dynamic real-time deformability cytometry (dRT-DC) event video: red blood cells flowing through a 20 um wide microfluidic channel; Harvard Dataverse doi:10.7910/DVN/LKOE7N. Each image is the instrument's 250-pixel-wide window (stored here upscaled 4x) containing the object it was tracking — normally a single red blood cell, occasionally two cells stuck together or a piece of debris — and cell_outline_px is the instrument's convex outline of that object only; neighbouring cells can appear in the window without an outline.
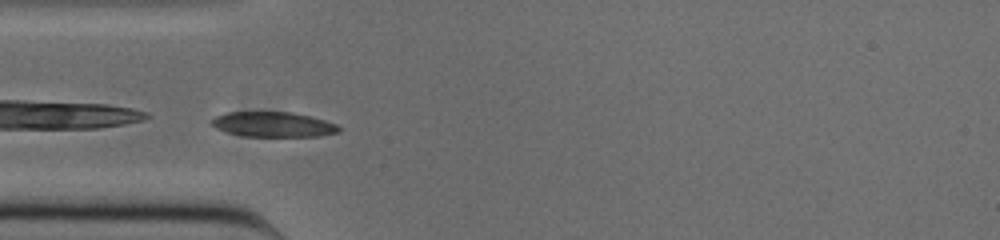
{"species": "common noctule bat (a hibernating species)", "species_latin": "Nyctalus noctula", "temperature_condition": "cold", "stored_images_in_passage": 35, "camera_frame_rate_fps": 3000, "um_per_image_px": 0.085, "animal": {"sex": "male", "body_mass_g": 20.0, "forearm_length_mm": 53.3}, "frame": {"image": 1, "passage_image": 1, "time_ms": 0.0, "image_size_px": [1000, 240], "cell_outline_px": [[340, 132], [320, 136], [244, 136], [224, 132], [216, 128], [208, 120], [216, 116], [228, 112], [292, 112], [324, 120], [336, 124], [340, 128]], "centroid_in_image_um": [23.19, 10.58], "position_along_channel_um": 61.8, "area_um2": 18.55}}
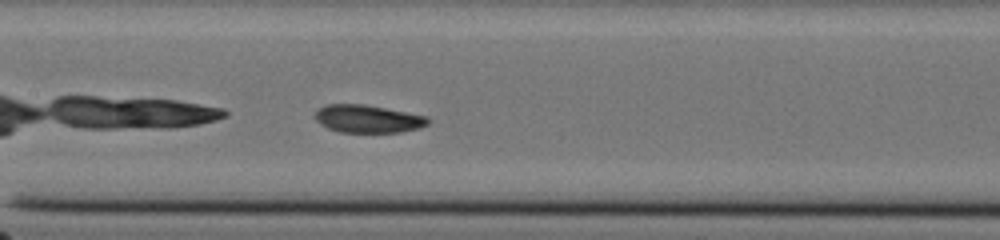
{"frame": {"image": 2, "passage_image": 10, "time_ms": 3.0, "image_size_px": [1000, 240], "cell_outline_px": [[432, 120], [428, 124], [420, 128], [400, 132], [340, 132], [328, 128], [320, 124], [316, 120], [316, 108], [324, 104], [364, 104], [428, 116]], "centroid_in_image_um": [31.28, 10.09], "position_along_channel_um": 176.1, "area_um2": 18.44}}
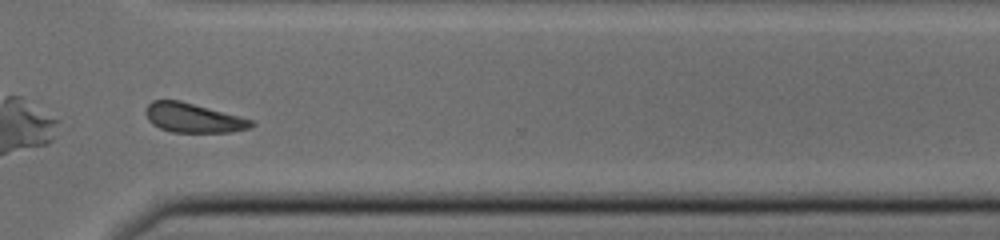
{"frame": {"image": 3, "passage_image": 24, "time_ms": 7.667, "image_size_px": [1000, 240], "cell_outline_px": [[256, 124], [248, 128], [232, 132], [172, 132], [160, 128], [152, 124], [148, 120], [144, 112], [148, 104], [152, 100], [180, 100], [252, 120]], "centroid_in_image_um": [16.38, 10.02], "position_along_channel_um": 354.2, "area_um2": 17.92}, "authors_computed_cell_mechanics": {"area_um2": 18.4382, "velocity_mm_per_s": 3.8141, "shape_relaxation_time_tau1_ms": 4.0195, "shape_relaxation_time_tau2_ms": 2.3103, "deformation_change_tau1": 0.0928, "deformation_change_tau2": 0.0619}}